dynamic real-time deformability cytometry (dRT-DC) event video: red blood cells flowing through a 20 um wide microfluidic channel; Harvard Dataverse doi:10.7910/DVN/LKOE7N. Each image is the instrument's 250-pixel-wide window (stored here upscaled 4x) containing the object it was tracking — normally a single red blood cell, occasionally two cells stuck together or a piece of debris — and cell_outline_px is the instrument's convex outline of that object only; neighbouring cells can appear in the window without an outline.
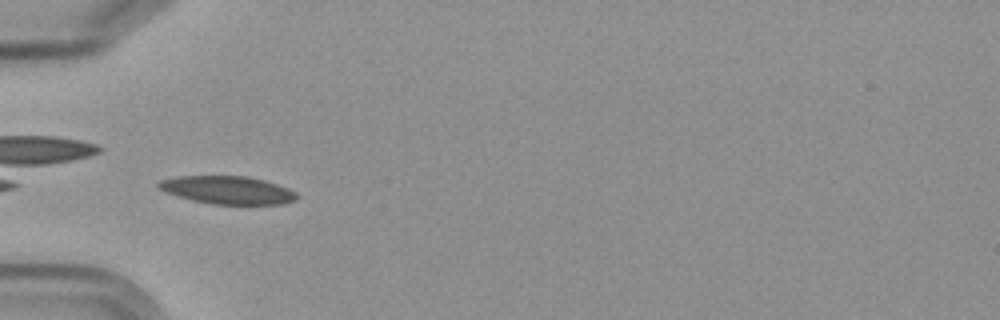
{"species": "Egyptian fruit bat (a non-hibernating species)", "species_latin": "Rousettus aegyptiacus", "temperature_condition": "cold", "stored_images_in_passage": 3, "camera_frame_rate_fps": 3000, "um_per_image_px": 0.085, "frame": {"image": 1, "passage_image": 3, "time_ms": 2.333, "image_size_px": [1000, 320], "cell_outline_px": [[296, 200], [280, 204], [212, 204], [192, 200], [164, 192], [156, 184], [160, 180], [180, 176], [248, 176], [264, 180], [288, 188], [296, 192]], "centroid_in_image_um": [19.33, 16.15], "position_along_channel_um": 65.7, "area_um2": 22.37}}